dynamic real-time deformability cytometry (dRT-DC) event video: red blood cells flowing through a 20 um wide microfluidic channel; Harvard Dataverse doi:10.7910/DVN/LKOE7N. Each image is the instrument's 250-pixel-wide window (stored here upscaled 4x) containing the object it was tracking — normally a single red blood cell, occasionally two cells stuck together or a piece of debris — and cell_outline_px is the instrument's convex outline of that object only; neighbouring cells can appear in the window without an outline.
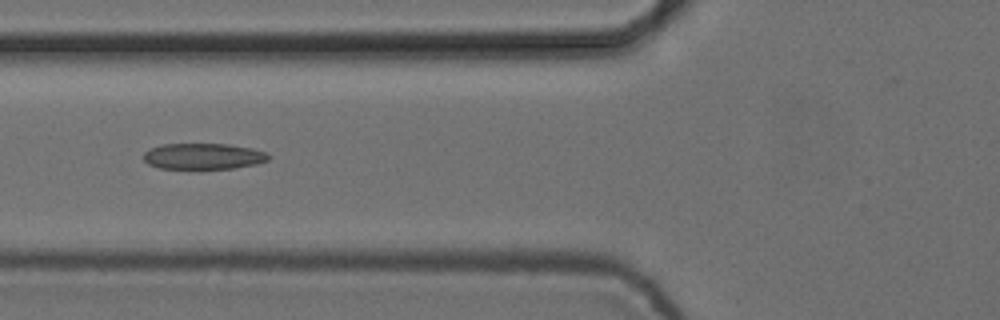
{"species": "common noctule bat (a hibernating species)", "species_latin": "Nyctalus noctula", "temperature_condition": "cold", "stored_images_in_passage": 9, "camera_frame_rate_fps": 3000, "um_per_image_px": 0.085, "animal": {"sex": "female", "body_mass_g": 24.6, "forearm_length_mm": 56.2}, "frame": {"image": 1, "passage_image": 6, "time_ms": 1.667, "image_size_px": [1000, 320], "cell_outline_px": [[272, 156], [268, 160], [256, 164], [236, 168], [160, 168], [148, 164], [144, 160], [144, 152], [160, 144], [228, 144], [252, 148], [268, 152]], "centroid_in_image_um": [17.33, 13.27], "position_along_channel_um": 108.5, "area_um2": 18.96}}
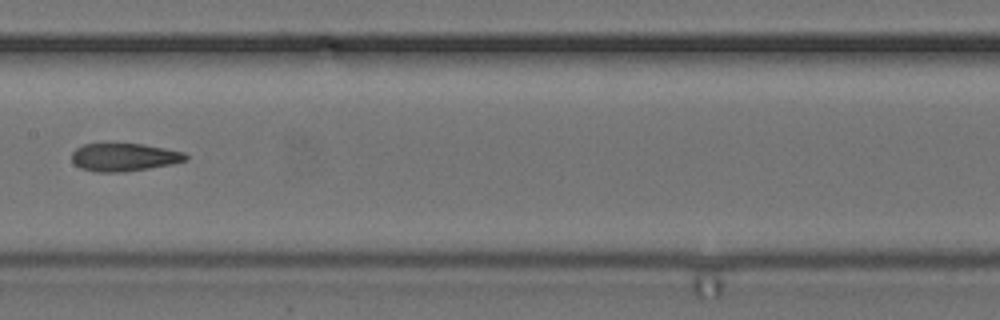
{"frame": {"image": 2, "passage_image": 8, "time_ms": 2.333, "image_size_px": [1000, 320], "cell_outline_px": [[188, 160], [172, 164], [124, 172], [96, 172], [80, 168], [72, 160], [72, 152], [76, 148], [84, 144], [140, 144], [164, 148], [184, 152], [188, 156]], "centroid_in_image_um": [10.55, 13.37], "position_along_channel_um": 196.8, "area_um2": 18.44}}
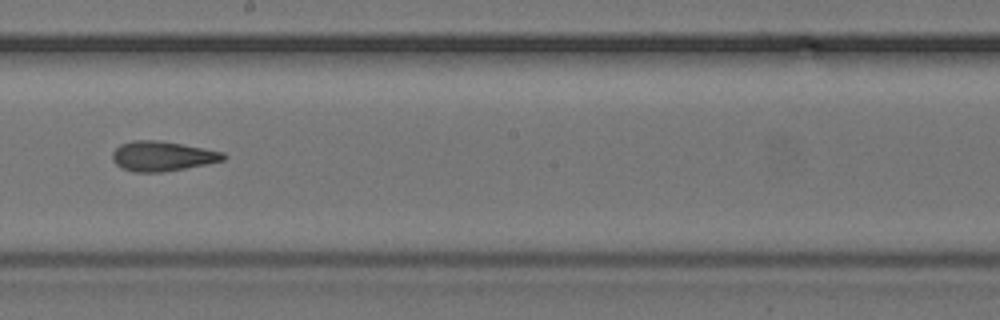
{"frame": {"image": 3, "passage_image": 9, "time_ms": 2.667, "image_size_px": [1000, 320], "cell_outline_px": [[228, 156], [224, 160], [184, 168], [160, 172], [132, 172], [120, 168], [112, 160], [112, 152], [120, 144], [132, 140], [160, 140], [204, 148], [224, 152]], "centroid_in_image_um": [13.76, 13.26], "position_along_channel_um": 234.4, "area_um2": 19.36}}